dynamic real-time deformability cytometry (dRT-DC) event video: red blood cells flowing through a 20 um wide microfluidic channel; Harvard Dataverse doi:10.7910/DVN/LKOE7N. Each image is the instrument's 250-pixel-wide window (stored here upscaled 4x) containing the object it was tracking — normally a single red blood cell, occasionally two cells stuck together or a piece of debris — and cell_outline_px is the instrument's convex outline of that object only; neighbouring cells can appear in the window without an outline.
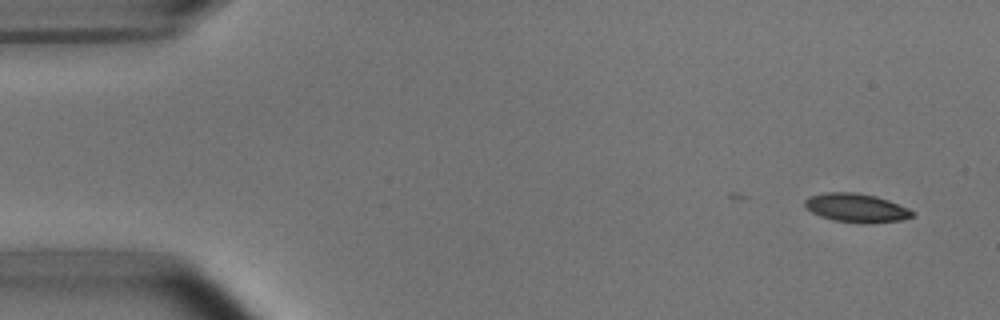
{"species": "common noctule bat (a hibernating species)", "species_latin": "Nyctalus noctula", "temperature_condition": "room temperature", "stored_images_in_passage": 29, "camera_frame_rate_fps": 3000, "um_per_image_px": 0.085, "animal": {"sex": "male", "body_mass_g": 15.6}, "frame": {"image": 1, "passage_image": 2, "time_ms": 0.333, "image_size_px": [1000, 320], "cell_outline_px": [[912, 216], [900, 220], [872, 224], [860, 224], [836, 220], [820, 216], [804, 208], [804, 200], [812, 196], [824, 192], [856, 192], [876, 196], [888, 200], [908, 208], [912, 212]], "centroid_in_image_um": [72.76, 17.67], "position_along_channel_um": 12.2, "area_um2": 18.03}}
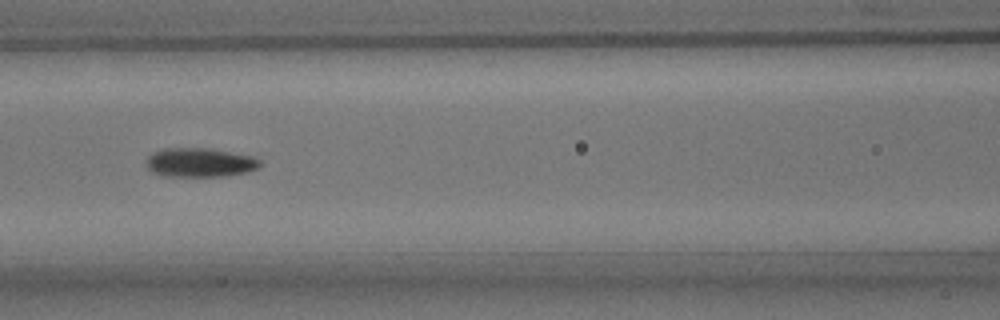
{"frame": {"image": 2, "passage_image": 22, "time_ms": 7.0, "image_size_px": [1000, 320], "cell_outline_px": [[264, 164], [260, 168], [248, 172], [228, 176], [160, 176], [152, 172], [148, 168], [148, 156], [152, 152], [164, 148], [212, 148], [252, 156], [260, 160]], "centroid_in_image_um": [17.05, 13.81], "position_along_channel_um": 149.6, "area_um2": 19.59}}
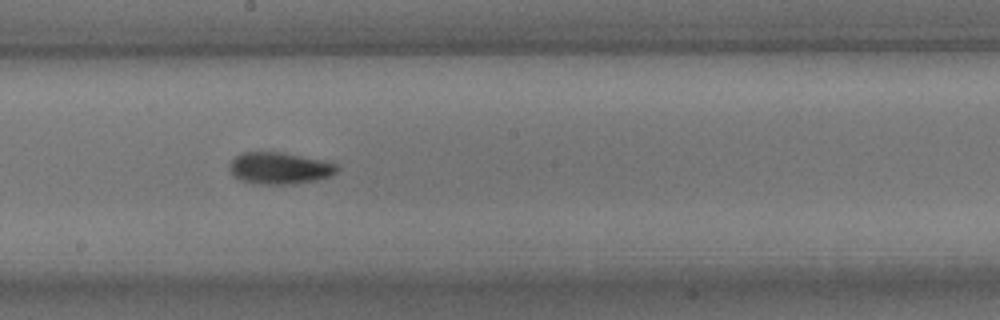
{"frame": {"image": 3, "passage_image": 28, "time_ms": 9.0, "image_size_px": [1000, 320], "cell_outline_px": [[340, 168], [332, 176], [316, 180], [292, 184], [260, 184], [240, 180], [232, 176], [228, 168], [228, 164], [240, 152], [280, 152], [324, 160], [336, 164]], "centroid_in_image_um": [23.74, 14.29], "position_along_channel_um": 224.5, "area_um2": 20.11}}